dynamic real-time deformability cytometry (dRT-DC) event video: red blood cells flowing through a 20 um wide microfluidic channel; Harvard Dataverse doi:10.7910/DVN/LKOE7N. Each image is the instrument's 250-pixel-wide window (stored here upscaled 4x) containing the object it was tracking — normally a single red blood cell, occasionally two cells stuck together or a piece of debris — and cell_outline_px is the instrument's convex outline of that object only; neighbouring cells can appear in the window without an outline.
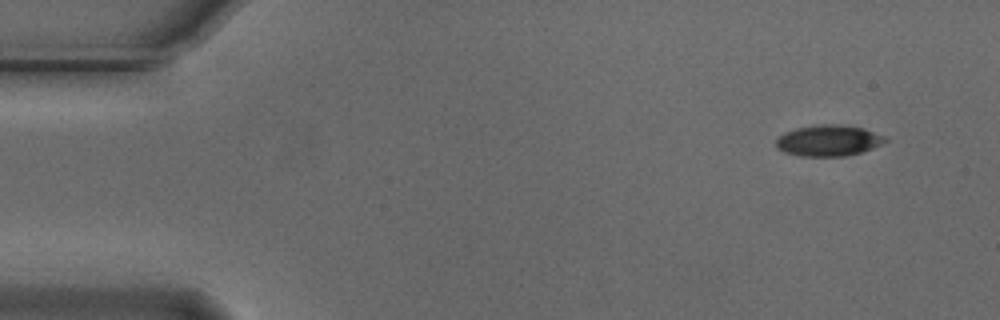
{"species": "Egyptian fruit bat (a non-hibernating species)", "species_latin": "Rousettus aegyptiacus", "temperature_condition": "cold", "stored_images_in_passage": 52, "camera_frame_rate_fps": 3000, "um_per_image_px": 0.085, "animal": {"sex": "male"}, "frame": {"image": 1, "passage_image": 2, "time_ms": 0.333, "image_size_px": [1000, 320], "cell_outline_px": [[888, 140], [872, 148], [860, 152], [844, 156], [800, 156], [784, 152], [776, 148], [776, 140], [784, 132], [796, 128], [820, 124], [840, 124], [864, 128], [884, 136]], "centroid_in_image_um": [70.39, 11.94], "position_along_channel_um": 14.6, "area_um2": 19.71}}
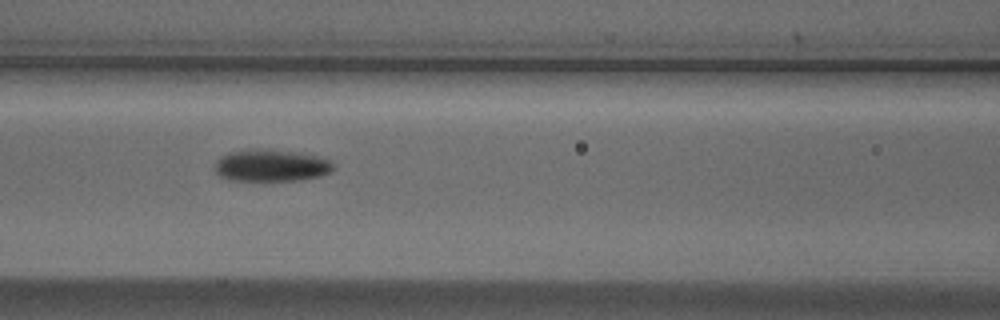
{"frame": {"image": 2, "passage_image": 21, "time_ms": 6.667, "image_size_px": [1000, 320], "cell_outline_px": [[336, 168], [332, 172], [320, 176], [300, 180], [232, 180], [220, 176], [216, 172], [212, 164], [220, 156], [228, 152], [252, 148], [256, 148], [300, 152], [320, 156], [328, 160]], "centroid_in_image_um": [23.03, 14.05], "position_along_channel_um": 143.6, "area_um2": 22.48}}
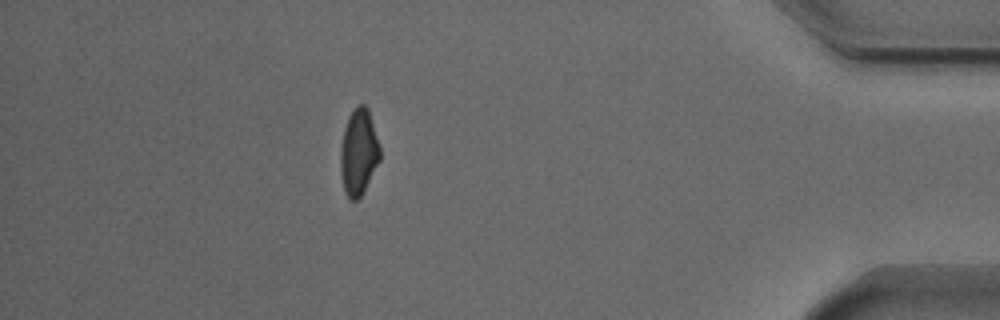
{"frame": {"image": 3, "passage_image": 46, "time_ms": 15.0, "image_size_px": [1000, 320], "cell_outline_px": [[380, 160], [360, 196], [356, 200], [352, 200], [344, 192], [340, 172], [340, 152], [344, 128], [348, 116], [356, 104], [364, 104], [368, 108], [380, 148]], "centroid_in_image_um": [30.47, 12.9], "position_along_channel_um": 404.7, "area_um2": 19.71}, "authors_computed_cell_mechanics": {"area_um2": 20.519, "velocity_mm_per_s": 3.7377, "shape_relaxation_time_tau1_ms": 3.7262, "shape_relaxation_time_tau2_ms": null, "deformation_change_tau1": 0.1283, "deformation_change_tau2": null}}